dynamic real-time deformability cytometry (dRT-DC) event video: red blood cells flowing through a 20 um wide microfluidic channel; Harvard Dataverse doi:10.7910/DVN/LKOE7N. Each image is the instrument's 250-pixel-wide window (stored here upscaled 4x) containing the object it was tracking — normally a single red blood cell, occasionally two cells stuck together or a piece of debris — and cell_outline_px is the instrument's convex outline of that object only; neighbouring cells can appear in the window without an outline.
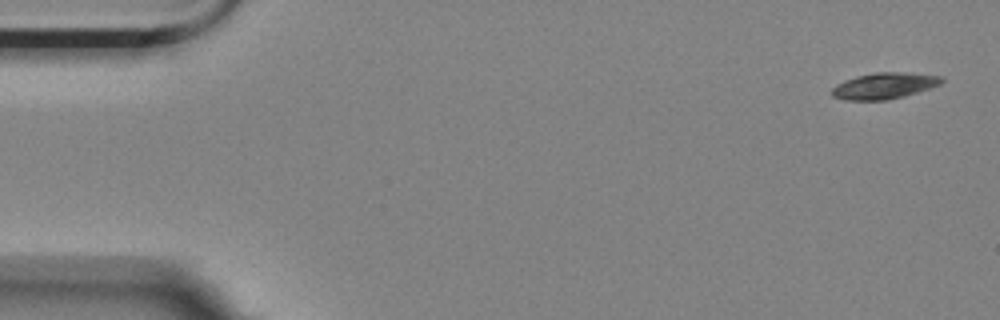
{"species": "Egyptian fruit bat (a non-hibernating species)", "species_latin": "Rousettus aegyptiacus", "temperature_condition": "room temperature", "stored_images_in_passage": 5, "camera_frame_rate_fps": 3000, "um_per_image_px": 0.085, "animal": {"sex": "female"}, "frame": {"image": 1, "passage_image": 1, "time_ms": 0.0, "image_size_px": [1000, 320], "cell_outline_px": [[944, 80], [940, 84], [904, 96], [888, 100], [844, 100], [832, 96], [832, 88], [836, 84], [844, 80], [856, 76], [876, 72], [900, 72], [944, 76]], "centroid_in_image_um": [75.13, 7.29], "position_along_channel_um": 9.9, "area_um2": 16.7}}